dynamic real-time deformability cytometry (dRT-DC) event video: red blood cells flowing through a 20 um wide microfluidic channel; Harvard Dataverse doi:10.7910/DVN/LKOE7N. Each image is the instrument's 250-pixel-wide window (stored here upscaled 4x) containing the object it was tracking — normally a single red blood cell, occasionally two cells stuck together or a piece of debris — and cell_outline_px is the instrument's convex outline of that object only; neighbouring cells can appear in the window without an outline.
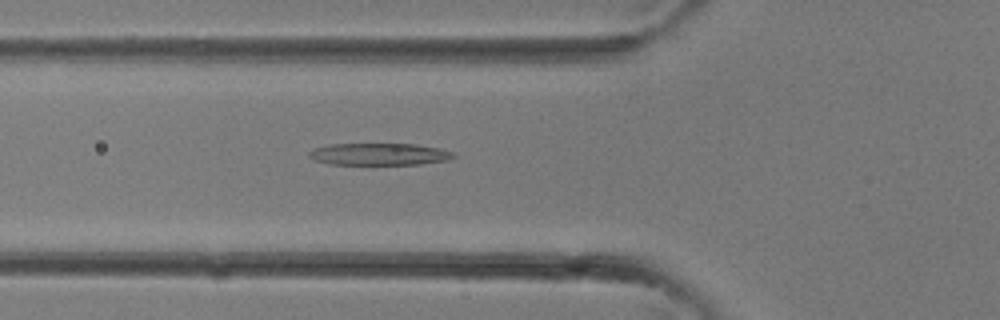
{"species": "common noctule bat (a hibernating species)", "species_latin": "Nyctalus noctula", "temperature_condition": "room temperature", "stored_images_in_passage": 21, "camera_frame_rate_fps": 3000, "um_per_image_px": 0.085, "animal": {"sex": "female"}, "frame": {"image": 1, "passage_image": 2, "time_ms": 0.333, "image_size_px": [1000, 320], "cell_outline_px": [[456, 156], [448, 160], [420, 164], [328, 164], [312, 160], [308, 156], [308, 152], [316, 148], [332, 144], [416, 144], [440, 148], [452, 152]], "centroid_in_image_um": [32.23, 13.11], "position_along_channel_um": 93.6, "area_um2": 18.5}}
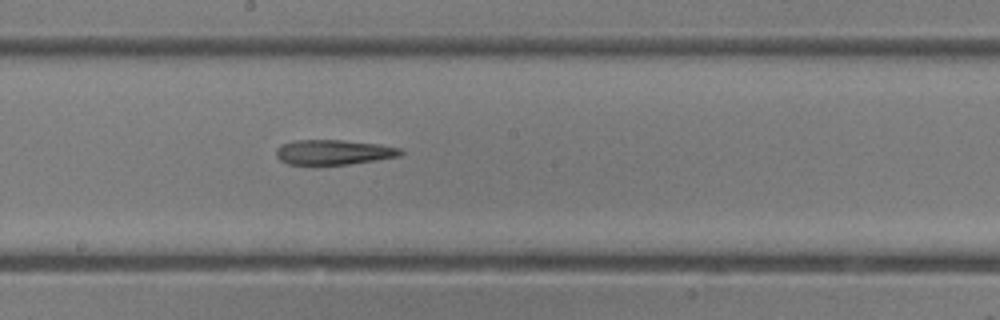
{"frame": {"image": 2, "passage_image": 8, "time_ms": 2.333, "image_size_px": [1000, 320], "cell_outline_px": [[404, 152], [400, 156], [376, 160], [348, 164], [288, 164], [280, 160], [276, 156], [276, 148], [280, 144], [296, 140], [340, 140], [376, 144], [400, 148]], "centroid_in_image_um": [28.33, 12.93], "position_along_channel_um": 219.9, "area_um2": 17.92}}
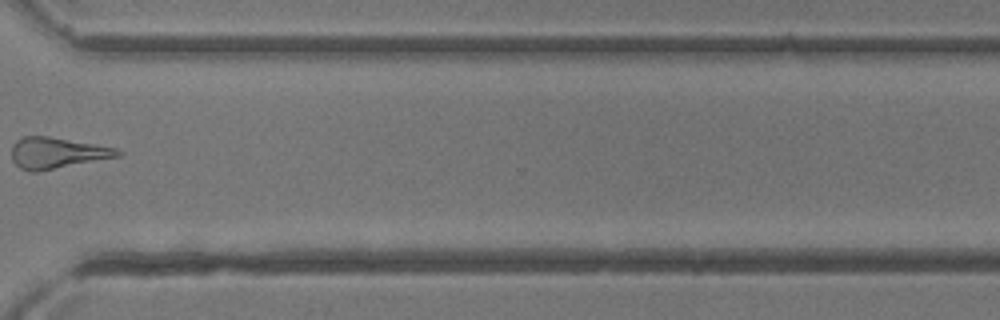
{"frame": {"image": 3, "passage_image": 15, "time_ms": 4.667, "image_size_px": [1000, 320], "cell_outline_px": [[124, 152], [120, 156], [36, 172], [28, 172], [20, 168], [12, 160], [12, 144], [16, 140], [24, 136], [48, 136], [116, 148]], "centroid_in_image_um": [4.82, 13.0], "position_along_channel_um": 365.8, "area_um2": 19.13}}